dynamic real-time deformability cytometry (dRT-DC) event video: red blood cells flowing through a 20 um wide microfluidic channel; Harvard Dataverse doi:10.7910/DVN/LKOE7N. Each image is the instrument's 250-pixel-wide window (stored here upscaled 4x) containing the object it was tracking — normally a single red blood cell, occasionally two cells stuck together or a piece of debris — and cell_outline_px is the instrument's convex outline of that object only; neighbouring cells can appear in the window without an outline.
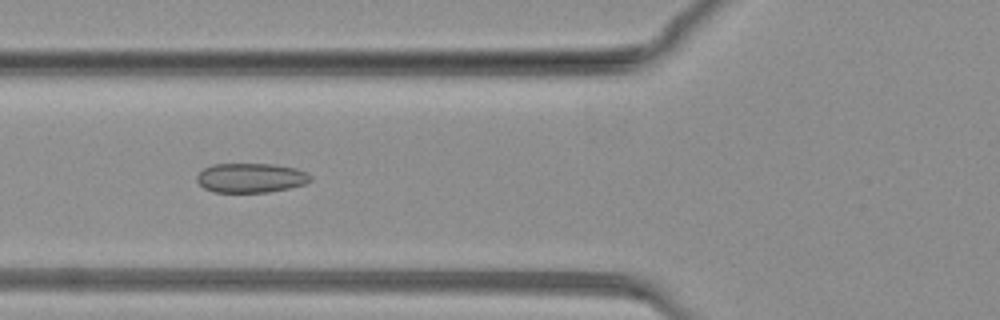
{"species": "common noctule bat (a hibernating species)", "species_latin": "Nyctalus noctula", "temperature_condition": "warm", "stored_images_in_passage": 21, "camera_frame_rate_fps": 3000, "um_per_image_px": 0.085, "animal": {"sex": "female", "body_mass_g": 19.3, "forearm_length_mm": 54.1}, "frame": {"image": 1, "passage_image": 10, "time_ms": 3.0, "image_size_px": [1000, 320], "cell_outline_px": [[312, 180], [304, 184], [288, 188], [268, 192], [212, 192], [204, 188], [196, 180], [196, 176], [204, 168], [212, 164], [272, 164], [296, 168], [308, 172], [312, 176]], "centroid_in_image_um": [21.33, 15.11], "position_along_channel_um": 104.5, "area_um2": 19.59}}
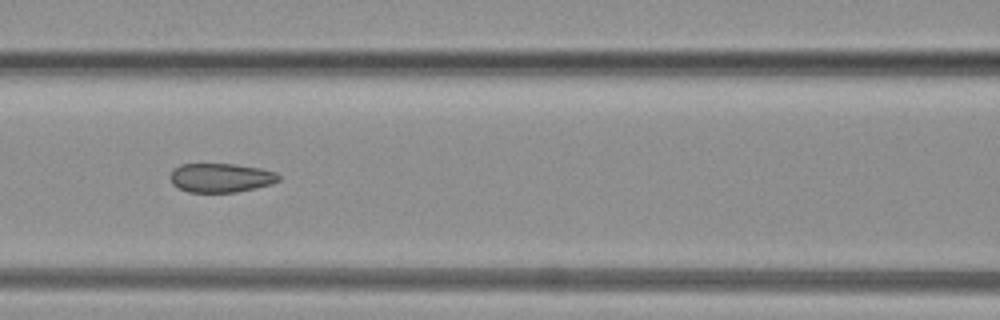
{"frame": {"image": 2, "passage_image": 15, "time_ms": 4.667, "image_size_px": [1000, 320], "cell_outline_px": [[280, 180], [272, 184], [256, 188], [236, 192], [188, 192], [176, 188], [172, 184], [168, 176], [172, 168], [180, 164], [232, 164], [260, 168], [276, 172], [280, 176]], "centroid_in_image_um": [18.72, 15.11], "position_along_channel_um": 147.9, "area_um2": 18.67}}